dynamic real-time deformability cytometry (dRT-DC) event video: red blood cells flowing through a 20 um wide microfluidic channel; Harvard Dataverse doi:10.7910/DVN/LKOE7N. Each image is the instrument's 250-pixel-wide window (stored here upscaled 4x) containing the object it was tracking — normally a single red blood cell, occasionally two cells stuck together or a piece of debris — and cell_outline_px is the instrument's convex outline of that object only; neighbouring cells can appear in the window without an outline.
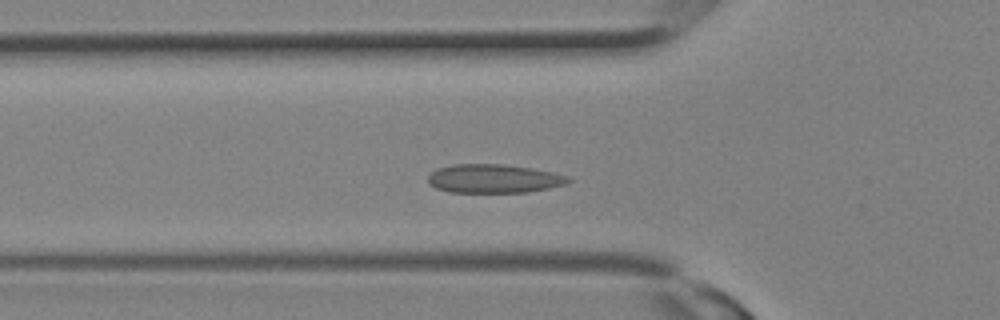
{"species": "Egyptian fruit bat (a non-hibernating species)", "species_latin": "Rousettus aegyptiacus", "temperature_condition": "room temperature", "stored_images_in_passage": 14, "camera_frame_rate_fps": 3000, "um_per_image_px": 0.085, "animal": {"sex": "female"}, "frame": {"image": 1, "passage_image": 3, "time_ms": 0.667, "image_size_px": [1000, 320], "cell_outline_px": [[572, 180], [564, 184], [548, 188], [528, 192], [448, 192], [436, 188], [428, 184], [428, 176], [436, 168], [452, 164], [504, 164], [532, 168], [552, 172], [568, 176]], "centroid_in_image_um": [41.94, 15.18], "position_along_channel_um": 83.9, "area_um2": 23.52}}
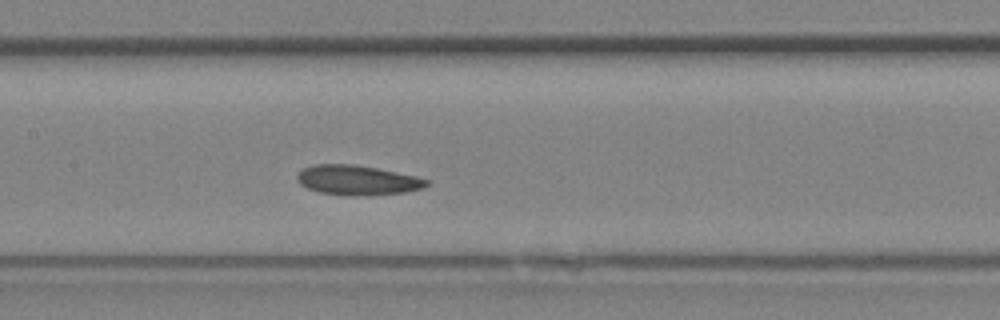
{"frame": {"image": 2, "passage_image": 7, "time_ms": 2.0, "image_size_px": [1000, 320], "cell_outline_px": [[428, 184], [424, 188], [404, 192], [368, 196], [352, 196], [320, 192], [308, 188], [300, 184], [296, 180], [296, 176], [304, 168], [312, 164], [352, 164], [376, 168], [416, 176], [428, 180]], "centroid_in_image_um": [30.36, 15.32], "position_along_channel_um": 177.0, "area_um2": 22.43}}
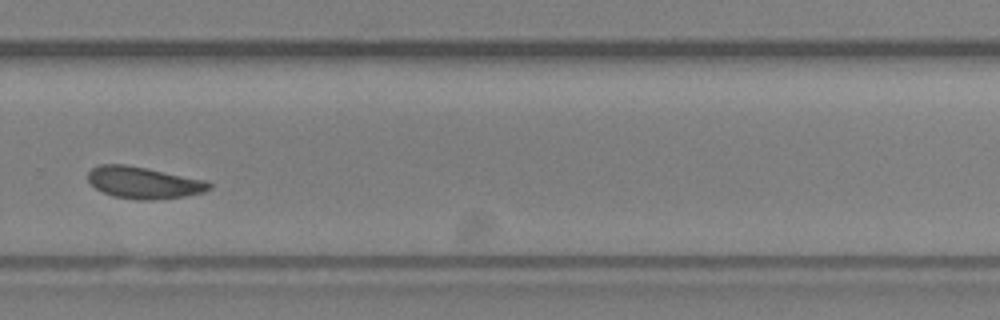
{"frame": {"image": 3, "passage_image": 13, "time_ms": 4.0, "image_size_px": [1000, 320], "cell_outline_px": [[212, 188], [204, 192], [184, 196], [152, 200], [140, 200], [112, 196], [96, 188], [88, 180], [88, 172], [92, 168], [100, 164], [124, 164], [204, 180], [212, 184]], "centroid_in_image_um": [12.2, 15.53], "position_along_channel_um": 317.6, "area_um2": 22.14}}